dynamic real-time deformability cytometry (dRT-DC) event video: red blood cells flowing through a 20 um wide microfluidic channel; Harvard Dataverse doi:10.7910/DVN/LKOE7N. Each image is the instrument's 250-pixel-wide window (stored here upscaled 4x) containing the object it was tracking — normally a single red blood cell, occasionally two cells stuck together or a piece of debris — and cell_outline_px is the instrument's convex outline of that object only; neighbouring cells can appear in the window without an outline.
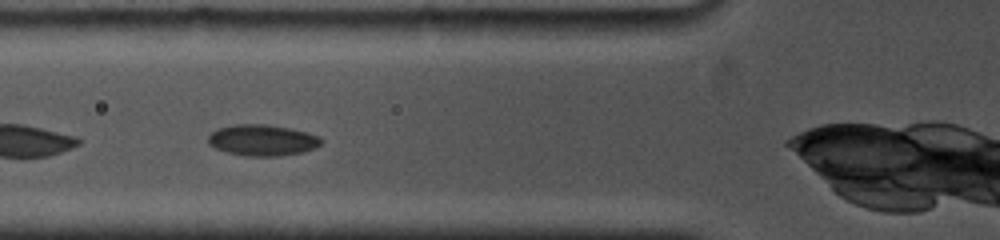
{"species": "common noctule bat (a hibernating species)", "species_latin": "Nyctalus noctula", "temperature_condition": "cold", "stored_images_in_passage": 35, "camera_frame_rate_fps": 5000, "um_per_image_px": 0.085, "animal": {"sex": "female", "body_mass_g": 19.0, "forearm_length_mm": 53.3}, "frame": {"image": 1, "passage_image": 6, "time_ms": 1.6, "image_size_px": [1000, 240], "cell_outline_px": [[324, 140], [316, 148], [304, 152], [276, 156], [244, 156], [228, 152], [216, 148], [208, 144], [208, 136], [216, 128], [232, 124], [268, 124], [292, 128], [320, 136]], "centroid_in_image_um": [22.31, 11.9], "position_along_channel_um": 103.5, "area_um2": 20.81}}
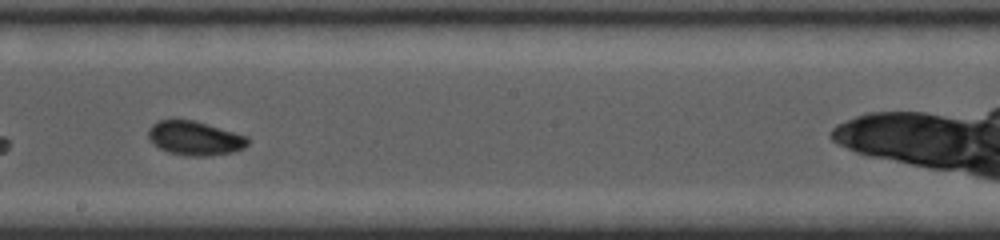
{"frame": {"image": 2, "passage_image": 16, "time_ms": 5.0, "image_size_px": [1000, 240], "cell_outline_px": [[248, 144], [244, 148], [232, 152], [208, 156], [184, 156], [168, 152], [160, 148], [148, 136], [148, 128], [156, 120], [172, 116], [196, 120], [248, 136]], "centroid_in_image_um": [16.53, 11.69], "position_along_channel_um": 231.7, "area_um2": 20.4}}
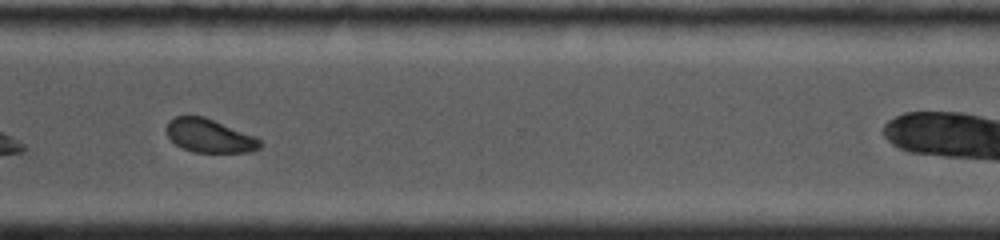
{"frame": {"image": 3, "passage_image": 25, "time_ms": 8.2, "image_size_px": [1000, 240], "cell_outline_px": [[260, 148], [252, 152], [192, 152], [180, 148], [168, 136], [164, 128], [168, 120], [176, 116], [204, 116], [256, 136], [260, 140]], "centroid_in_image_um": [17.77, 11.54], "position_along_channel_um": 352.8, "area_um2": 18.5}, "authors_computed_cell_mechanics": {"area_um2": 20.2878, "velocity_mm_per_s": 3.7787, "shape_relaxation_time_tau1_ms": 4.9989, "shape_relaxation_time_tau2_ms": 4.1626, "deformation_change_tau1": 0.1186, "deformation_change_tau2": 0.0674}}